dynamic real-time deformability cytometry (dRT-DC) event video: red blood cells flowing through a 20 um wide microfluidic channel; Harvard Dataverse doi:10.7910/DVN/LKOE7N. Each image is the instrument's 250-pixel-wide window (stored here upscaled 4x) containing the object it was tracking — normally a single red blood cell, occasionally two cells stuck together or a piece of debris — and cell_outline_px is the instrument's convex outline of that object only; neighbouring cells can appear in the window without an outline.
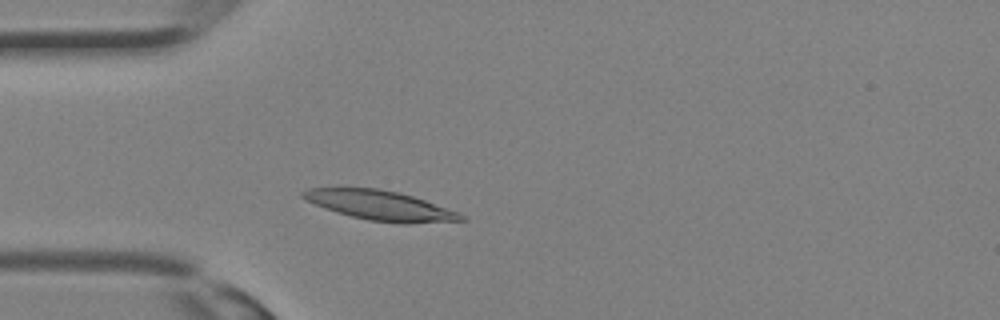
{"species": "Egyptian fruit bat (a non-hibernating species)", "species_latin": "Rousettus aegyptiacus", "temperature_condition": "room temperature", "stored_images_in_passage": 29, "camera_frame_rate_fps": 3000, "um_per_image_px": 0.085, "animal": {"sex": "female"}, "frame": {"image": 1, "passage_image": 6, "time_ms": 1.667, "image_size_px": [1000, 320], "cell_outline_px": [[468, 220], [408, 224], [400, 224], [368, 220], [352, 216], [304, 200], [300, 196], [300, 192], [308, 188], [376, 188], [400, 192], [460, 212]], "centroid_in_image_um": [32.37, 17.46], "position_along_channel_um": 52.6, "area_um2": 27.22}}
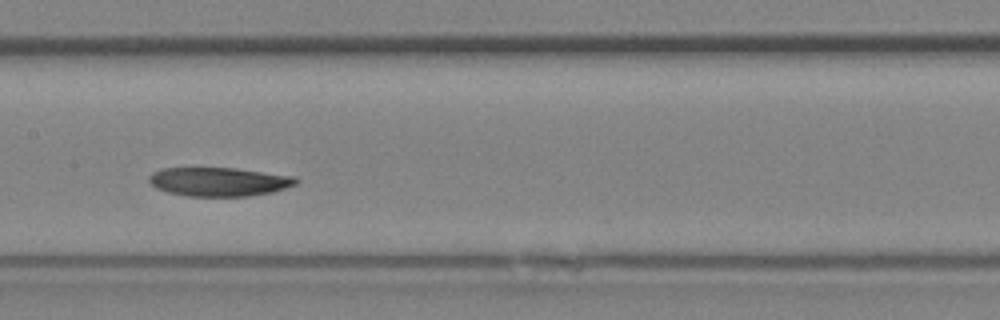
{"frame": {"image": 2, "passage_image": 13, "time_ms": 4.0, "image_size_px": [1000, 320], "cell_outline_px": [[300, 180], [296, 184], [272, 192], [248, 196], [188, 196], [168, 192], [156, 188], [148, 180], [148, 176], [152, 172], [160, 168], [236, 168], [296, 176]], "centroid_in_image_um": [18.62, 15.44], "position_along_channel_um": 188.8, "area_um2": 24.8}}
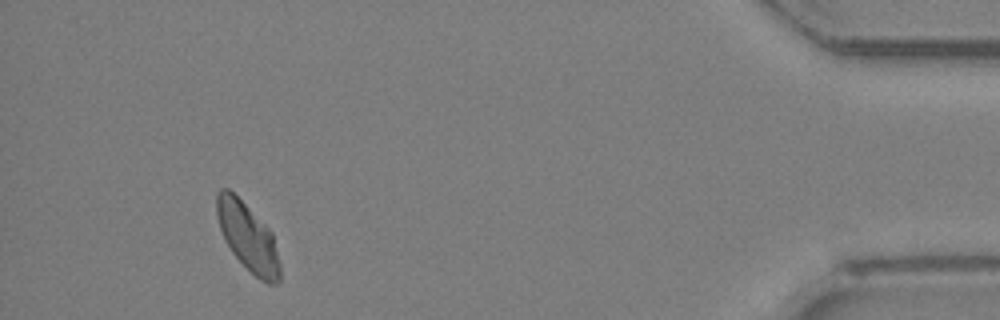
{"frame": {"image": 3, "passage_image": 27, "time_ms": 8.667, "image_size_px": [1000, 320], "cell_outline_px": [[280, 280], [276, 284], [268, 284], [260, 280], [232, 252], [220, 228], [216, 216], [216, 192], [220, 188], [228, 188], [272, 232], [280, 264]], "centroid_in_image_um": [21.06, 20.15], "position_along_channel_um": 414.1, "area_um2": 24.45}}